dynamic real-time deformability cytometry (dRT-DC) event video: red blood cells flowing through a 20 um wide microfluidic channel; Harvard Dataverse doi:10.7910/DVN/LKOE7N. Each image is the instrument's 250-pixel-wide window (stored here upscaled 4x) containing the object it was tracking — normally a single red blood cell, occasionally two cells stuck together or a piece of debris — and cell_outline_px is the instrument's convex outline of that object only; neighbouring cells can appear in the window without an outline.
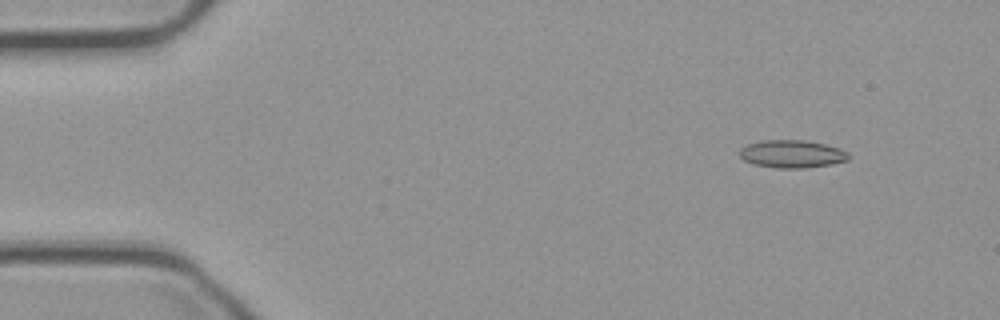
{"species": "common noctule bat (a hibernating species)", "species_latin": "Nyctalus noctula", "temperature_condition": "cold", "stored_images_in_passage": 55, "camera_frame_rate_fps": 3000, "um_per_image_px": 0.085, "animal": {"sex": "male", "body_mass_g": 23.1, "forearm_length_mm": 52.7}, "frame": {"image": 1, "passage_image": 6, "time_ms": 1.667, "image_size_px": [1000, 320], "cell_outline_px": [[848, 160], [832, 164], [804, 168], [776, 168], [756, 164], [744, 160], [736, 152], [740, 148], [748, 144], [764, 140], [804, 140], [824, 144], [840, 148], [848, 152]], "centroid_in_image_um": [67.3, 13.08], "position_along_channel_um": 17.7, "area_um2": 17.63}}
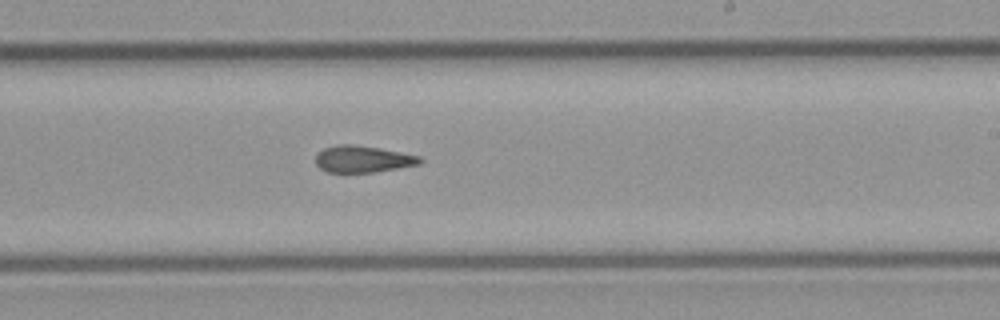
{"frame": {"image": 2, "passage_image": 33, "time_ms": 10.667, "image_size_px": [1000, 320], "cell_outline_px": [[424, 160], [420, 164], [372, 172], [328, 172], [320, 168], [316, 164], [316, 152], [324, 148], [336, 144], [352, 144], [380, 148], [420, 156]], "centroid_in_image_um": [30.81, 13.51], "position_along_channel_um": 258.2, "area_um2": 16.24}}
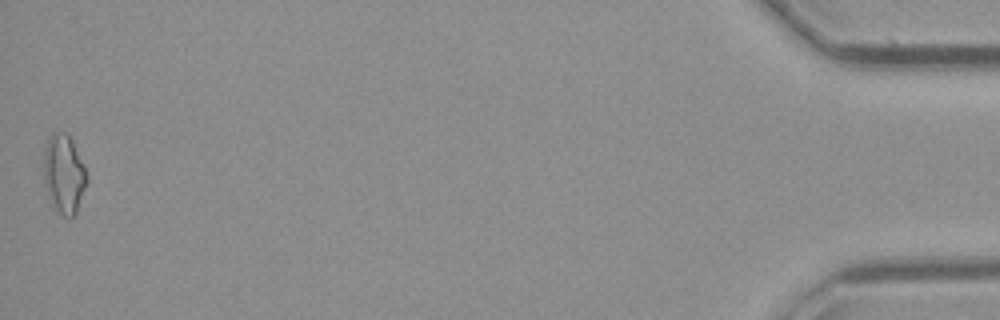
{"frame": {"image": 3, "passage_image": 55, "time_ms": 18.0, "image_size_px": [1000, 320], "cell_outline_px": [[88, 180], [76, 212], [72, 216], [64, 216], [52, 208], [44, 184], [44, 148], [48, 136], [52, 132], [68, 132], [72, 140], [84, 168]], "centroid_in_image_um": [5.4, 14.77], "position_along_channel_um": 429.8, "area_um2": 19.83}, "authors_computed_cell_mechanics": {"area_um2": 16.9354, "velocity_mm_per_s": 3.7339, "shape_relaxation_time_tau1_ms": null, "shape_relaxation_time_tau2_ms": 4.9481, "deformation_change_tau1": null, "deformation_change_tau2": 0.1398}}